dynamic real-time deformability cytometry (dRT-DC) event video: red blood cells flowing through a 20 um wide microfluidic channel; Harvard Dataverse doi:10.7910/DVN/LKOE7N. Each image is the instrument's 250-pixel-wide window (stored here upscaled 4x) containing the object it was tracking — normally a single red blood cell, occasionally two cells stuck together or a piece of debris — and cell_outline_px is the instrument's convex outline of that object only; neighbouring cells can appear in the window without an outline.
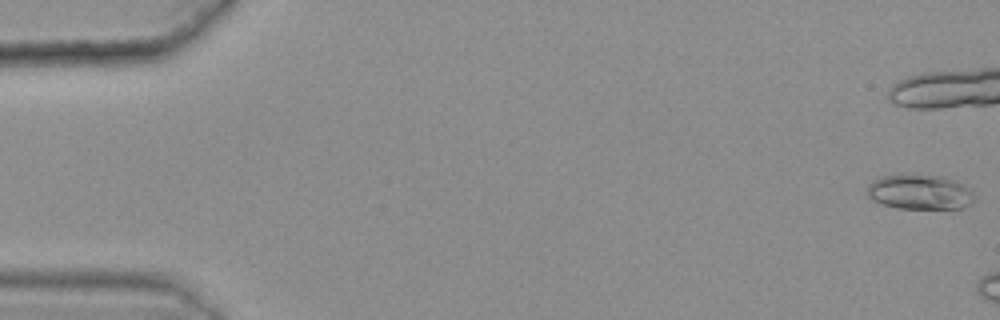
{"species": "common noctule bat (a hibernating species)", "species_latin": "Nyctalus noctula", "temperature_condition": "warm", "stored_images_in_passage": 7, "camera_frame_rate_fps": 3000, "um_per_image_px": 0.085, "animal": {"sex": "female", "body_mass_g": 25.1}, "frame": {"image": 1, "passage_image": 1, "time_ms": 0.0, "image_size_px": [1000, 320], "cell_outline_px": [[976, 200], [964, 208], [896, 208], [872, 200], [864, 192], [868, 184], [872, 180], [884, 176], [944, 176], [968, 188], [976, 196]], "centroid_in_image_um": [78.17, 16.35], "position_along_channel_um": 6.8, "area_um2": 21.5}}